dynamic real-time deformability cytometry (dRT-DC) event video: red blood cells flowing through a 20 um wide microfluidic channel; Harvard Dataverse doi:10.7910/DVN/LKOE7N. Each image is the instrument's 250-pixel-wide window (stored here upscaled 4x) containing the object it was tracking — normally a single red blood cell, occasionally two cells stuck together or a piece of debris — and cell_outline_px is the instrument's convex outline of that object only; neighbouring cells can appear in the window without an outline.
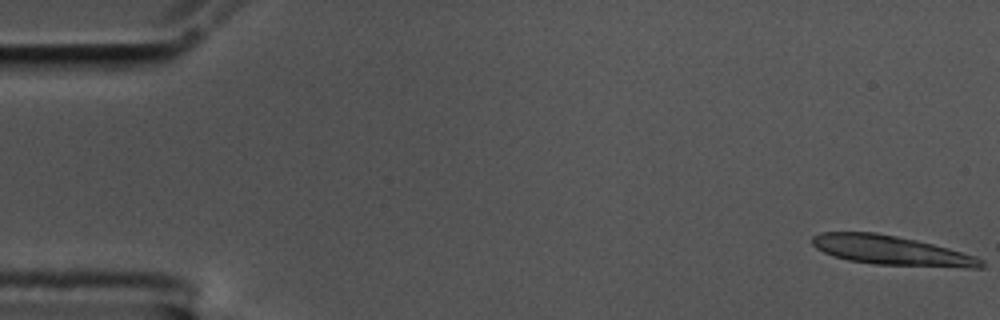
{"species": "common noctule bat (a hibernating species)", "species_latin": "Nyctalus noctula", "temperature_condition": "cold", "stored_images_in_passage": 15, "camera_frame_rate_fps": 3000, "um_per_image_px": 0.085, "animal": {"sex": "male", "body_mass_g": 17.5, "forearm_length_mm": 52.3}, "frame": {"image": 1, "passage_image": 1, "time_ms": 0.0, "image_size_px": [1000, 320], "cell_outline_px": [[984, 268], [968, 268], [876, 264], [848, 260], [832, 256], [816, 248], [812, 244], [812, 236], [820, 232], [876, 232], [916, 240], [948, 248], [976, 256], [984, 260]], "centroid_in_image_um": [75.78, 21.29], "position_along_channel_um": 9.2, "area_um2": 28.96}}